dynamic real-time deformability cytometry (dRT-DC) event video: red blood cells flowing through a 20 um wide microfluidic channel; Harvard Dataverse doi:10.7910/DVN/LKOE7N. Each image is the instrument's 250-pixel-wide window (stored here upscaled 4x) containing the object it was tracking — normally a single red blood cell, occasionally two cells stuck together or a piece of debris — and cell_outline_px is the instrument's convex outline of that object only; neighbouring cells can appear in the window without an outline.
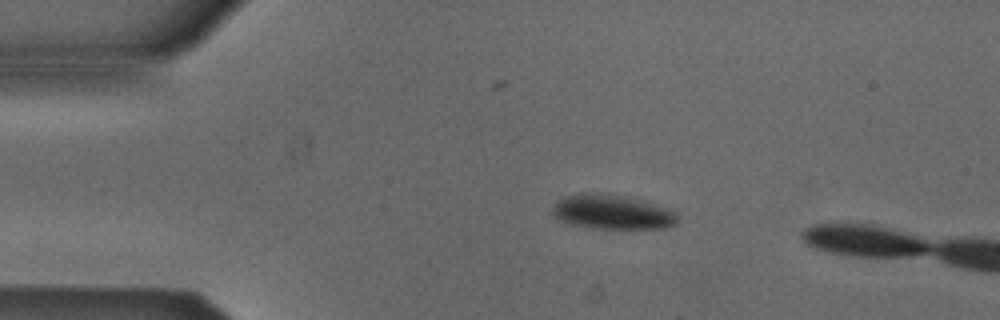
{"species": "Egyptian fruit bat (a non-hibernating species)", "species_latin": "Rousettus aegyptiacus", "temperature_condition": "cold", "stored_images_in_passage": 5, "camera_frame_rate_fps": 3000, "um_per_image_px": 0.085, "animal": {"sex": "male"}, "frame": {"image": 1, "passage_image": 1, "time_ms": 0.0, "image_size_px": [1000, 320], "cell_outline_px": [[676, 224], [664, 228], [596, 228], [568, 224], [556, 220], [552, 212], [552, 208], [564, 196], [580, 192], [596, 192], [616, 196], [672, 208], [676, 212]], "centroid_in_image_um": [51.98, 18.03], "position_along_channel_um": 33.0, "area_um2": 24.85}}